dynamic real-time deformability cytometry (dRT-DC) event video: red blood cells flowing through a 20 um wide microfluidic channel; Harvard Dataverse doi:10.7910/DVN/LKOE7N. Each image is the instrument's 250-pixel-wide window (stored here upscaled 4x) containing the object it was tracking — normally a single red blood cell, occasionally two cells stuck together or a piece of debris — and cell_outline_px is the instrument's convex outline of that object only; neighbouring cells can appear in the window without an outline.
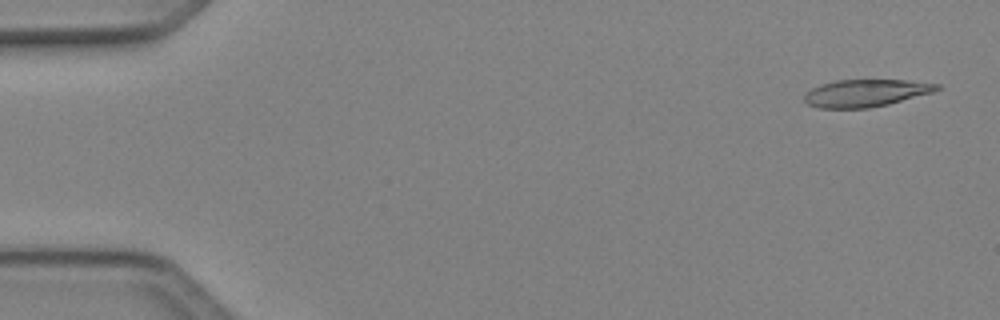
{"species": "Egyptian fruit bat (a non-hibernating species)", "species_latin": "Rousettus aegyptiacus", "temperature_condition": "cold", "stored_images_in_passage": 49, "camera_frame_rate_fps": 3000, "um_per_image_px": 0.085, "animal": {"sex": "female"}, "frame": {"image": 1, "passage_image": 2, "time_ms": 0.333, "image_size_px": [1000, 320], "cell_outline_px": [[940, 88], [932, 92], [888, 104], [868, 108], [820, 108], [808, 104], [804, 100], [804, 92], [820, 84], [836, 80], [908, 80], [940, 84]], "centroid_in_image_um": [73.55, 7.9], "position_along_channel_um": 11.5, "area_um2": 21.04}}
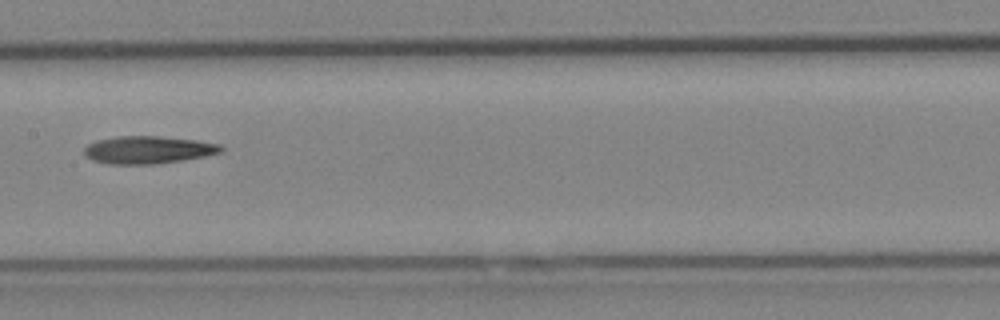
{"frame": {"image": 2, "passage_image": 25, "time_ms": 8.0, "image_size_px": [1000, 320], "cell_outline_px": [[224, 148], [220, 152], [204, 156], [180, 160], [152, 164], [108, 164], [92, 160], [84, 152], [84, 148], [88, 144], [96, 140], [116, 136], [160, 136], [196, 140], [220, 144]], "centroid_in_image_um": [12.56, 12.72], "position_along_channel_um": 194.8, "area_um2": 21.85}}
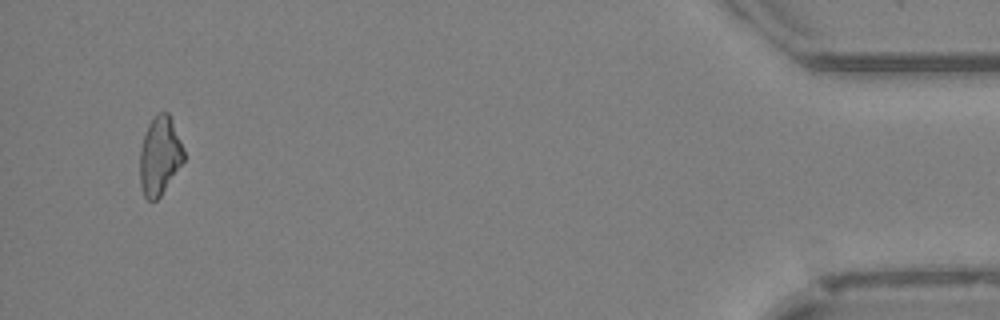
{"frame": {"image": 3, "passage_image": 47, "time_ms": 15.333, "image_size_px": [1000, 320], "cell_outline_px": [[184, 160], [160, 196], [156, 200], [148, 200], [144, 196], [140, 184], [140, 148], [148, 124], [152, 116], [156, 112], [168, 112], [180, 140], [184, 152]], "centroid_in_image_um": [13.55, 13.22], "position_along_channel_um": 421.6, "area_um2": 19.88}, "authors_computed_cell_mechanics": {"area_um2": 21.6172, "velocity_mm_per_s": 4.149, "shape_relaxation_time_tau1_ms": 9.1077, "shape_relaxation_time_tau2_ms": null, "deformation_change_tau1": 0.2054, "deformation_change_tau2": null}}